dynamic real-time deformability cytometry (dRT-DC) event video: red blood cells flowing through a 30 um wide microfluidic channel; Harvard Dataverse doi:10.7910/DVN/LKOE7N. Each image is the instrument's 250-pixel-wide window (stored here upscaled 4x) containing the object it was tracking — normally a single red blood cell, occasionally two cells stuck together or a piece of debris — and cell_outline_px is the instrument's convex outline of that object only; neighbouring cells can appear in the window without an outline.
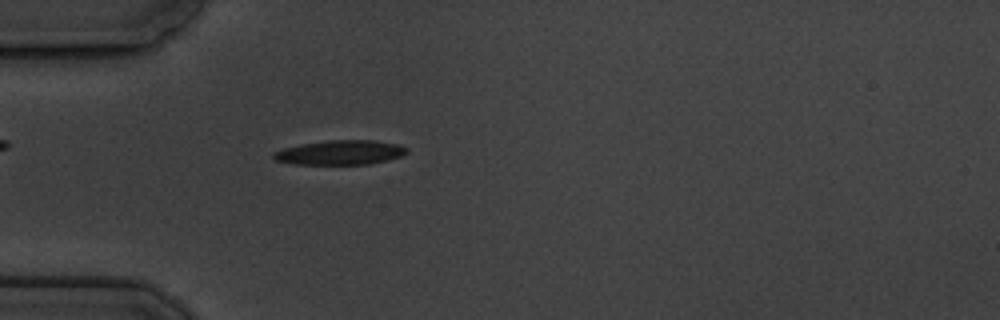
{"species": "common noctule bat (a hibernating species)", "species_latin": "Nyctalus noctula", "temperature_condition": "cold", "stored_images_in_passage": 5, "camera_frame_rate_fps": 3000, "um_per_image_px": 0.085, "animal": {"sex": "male", "body_mass_g": 19.5, "forearm_length_mm": 54.6}, "frame": {"image": 1, "passage_image": 5, "time_ms": 4.667, "image_size_px": [1000, 320], "cell_outline_px": [[408, 152], [400, 156], [388, 160], [368, 164], [292, 164], [276, 160], [272, 156], [272, 152], [284, 148], [304, 144], [328, 140], [376, 140], [400, 144], [408, 148]], "centroid_in_image_um": [28.95, 12.96], "position_along_channel_um": 56.0, "area_um2": 19.02}}